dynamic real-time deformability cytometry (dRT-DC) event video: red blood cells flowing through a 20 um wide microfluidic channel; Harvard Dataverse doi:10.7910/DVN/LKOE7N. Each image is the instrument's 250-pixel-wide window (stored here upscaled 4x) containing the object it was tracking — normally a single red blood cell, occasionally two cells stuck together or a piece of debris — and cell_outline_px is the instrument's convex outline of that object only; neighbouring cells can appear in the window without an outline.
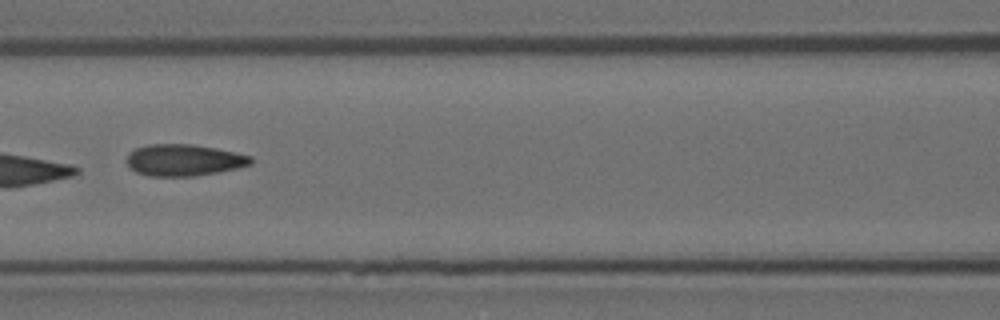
{"species": "Egyptian fruit bat (a non-hibernating species)", "species_latin": "Rousettus aegyptiacus", "temperature_condition": "room temperature", "stored_images_in_passage": 6, "camera_frame_rate_fps": 3000, "um_per_image_px": 0.085, "animal": {"sex": "female"}, "frame": {"image": 1, "passage_image": 6, "time_ms": 1.667, "image_size_px": [1000, 320], "cell_outline_px": [[252, 164], [236, 168], [216, 172], [192, 176], [148, 176], [136, 172], [128, 168], [128, 156], [136, 148], [148, 144], [192, 144], [216, 148], [236, 152], [252, 156]], "centroid_in_image_um": [15.63, 13.6], "position_along_channel_um": 151.0, "area_um2": 22.77}}